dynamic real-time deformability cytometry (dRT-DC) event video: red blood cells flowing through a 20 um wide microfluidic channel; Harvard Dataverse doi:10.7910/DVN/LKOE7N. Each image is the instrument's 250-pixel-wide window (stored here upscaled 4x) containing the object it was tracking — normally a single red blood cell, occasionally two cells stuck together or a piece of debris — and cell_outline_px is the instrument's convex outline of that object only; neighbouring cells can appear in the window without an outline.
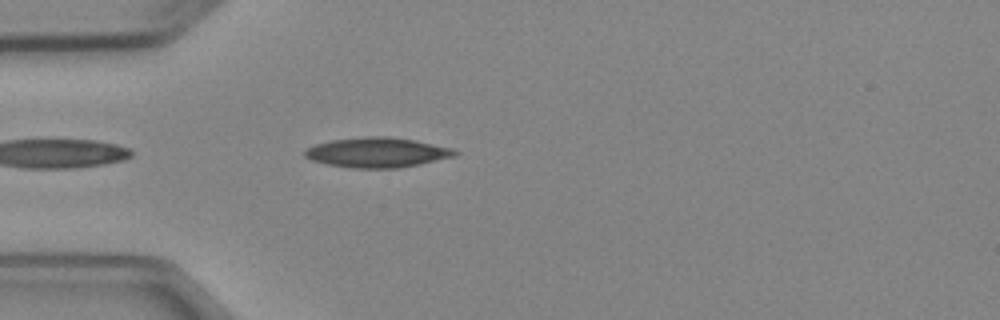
{"species": "Egyptian fruit bat (a non-hibernating species)", "species_latin": "Rousettus aegyptiacus", "temperature_condition": "cold", "stored_images_in_passage": 4, "camera_frame_rate_fps": 3000, "um_per_image_px": 0.085, "animal": {"sex": "female"}, "frame": {"image": 1, "passage_image": 4, "time_ms": 3.333, "image_size_px": [1000, 320], "cell_outline_px": [[460, 152], [456, 156], [420, 164], [396, 168], [352, 168], [328, 164], [312, 160], [304, 156], [304, 148], [316, 144], [332, 140], [368, 136], [388, 136], [416, 140], [452, 148]], "centroid_in_image_um": [32.07, 12.95], "position_along_channel_um": 52.9, "area_um2": 26.24}}